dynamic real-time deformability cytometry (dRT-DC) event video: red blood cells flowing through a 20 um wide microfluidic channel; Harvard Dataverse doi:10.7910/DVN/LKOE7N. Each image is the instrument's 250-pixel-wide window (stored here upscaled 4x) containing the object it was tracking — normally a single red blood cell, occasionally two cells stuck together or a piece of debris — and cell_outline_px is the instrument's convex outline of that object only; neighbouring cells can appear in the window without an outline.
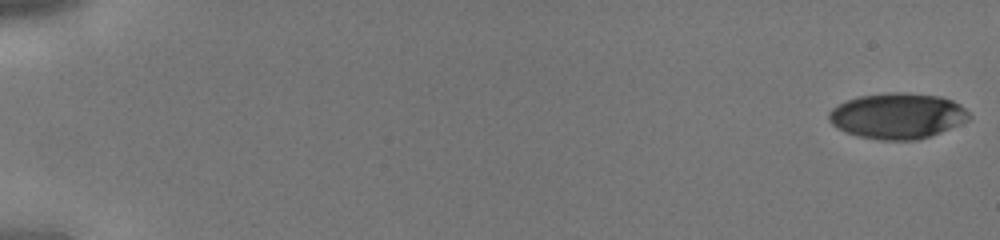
{"species": "human", "species_latin": "Homo sapiens", "temperature_condition": "cold", "stored_images_in_passage": 44, "camera_frame_rate_fps": 3000, "um_per_image_px": 0.085, "donor": {"sex": "male"}, "frame": {"image": 1, "passage_image": 1, "time_ms": 0.0, "image_size_px": [1000, 240], "cell_outline_px": [[972, 116], [968, 120], [960, 124], [940, 132], [916, 140], [880, 140], [860, 136], [848, 132], [832, 124], [828, 120], [828, 112], [832, 108], [848, 100], [860, 96], [888, 92], [904, 92], [940, 96], [952, 100], [960, 104]], "centroid_in_image_um": [76.31, 9.84], "position_along_channel_um": 8.7, "area_um2": 37.11}}
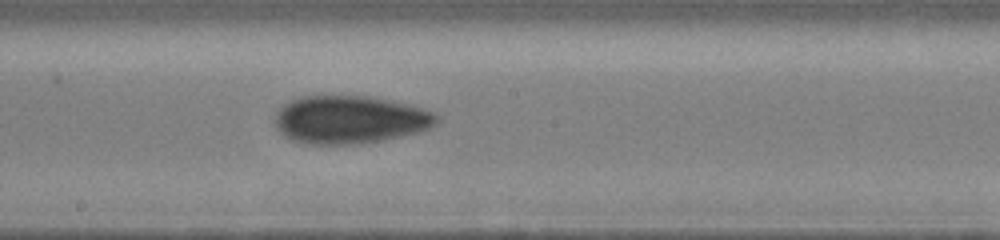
{"frame": {"image": 2, "passage_image": 26, "time_ms": 8.333, "image_size_px": [1000, 240], "cell_outline_px": [[440, 120], [436, 124], [420, 132], [360, 144], [308, 144], [292, 140], [284, 136], [276, 128], [272, 120], [276, 112], [284, 104], [300, 96], [368, 96], [392, 100], [408, 104], [436, 112], [440, 116]], "centroid_in_image_um": [29.74, 10.16], "position_along_channel_um": 218.5, "area_um2": 45.6}}
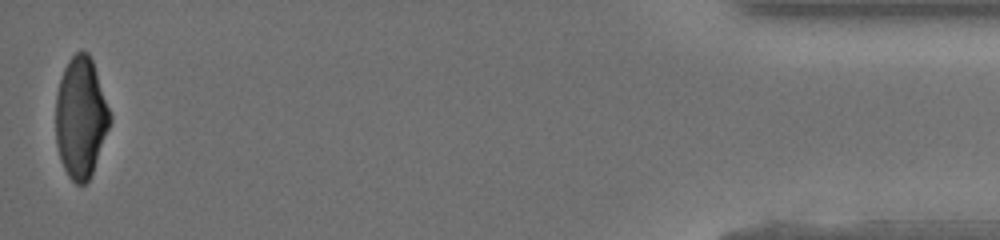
{"frame": {"image": 3, "passage_image": 44, "time_ms": 14.333, "image_size_px": [1000, 240], "cell_outline_px": [[112, 120], [92, 172], [88, 180], [84, 184], [76, 184], [68, 176], [60, 160], [56, 144], [56, 92], [64, 68], [68, 60], [76, 52], [88, 52], [92, 60], [112, 116]], "centroid_in_image_um": [6.86, 9.99], "position_along_channel_um": 428.3, "area_um2": 38.03}}